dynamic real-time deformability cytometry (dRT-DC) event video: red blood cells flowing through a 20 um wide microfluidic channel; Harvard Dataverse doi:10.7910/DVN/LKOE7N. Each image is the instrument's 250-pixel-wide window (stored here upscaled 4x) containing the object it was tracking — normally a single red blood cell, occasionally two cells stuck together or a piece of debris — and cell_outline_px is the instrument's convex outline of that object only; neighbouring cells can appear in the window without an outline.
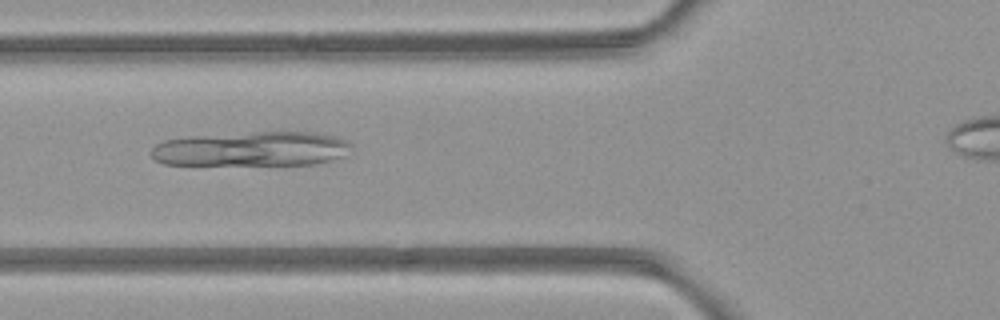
{"species": "common noctule bat (a hibernating species)", "species_latin": "Nyctalus noctula", "temperature_condition": "room temperature", "stored_images_in_passage": 4, "camera_frame_rate_fps": 3000, "um_per_image_px": 0.085, "animal": {"sex": "female", "body_mass_g": 21.9}, "frame": {"image": 1, "passage_image": 3, "time_ms": 3.333, "image_size_px": [1000, 320], "cell_outline_px": [[352, 148], [344, 156], [332, 160], [316, 164], [164, 164], [156, 160], [152, 156], [152, 148], [156, 144], [164, 140], [188, 136], [252, 132], [316, 132], [340, 136], [348, 140], [352, 144]], "centroid_in_image_um": [21.47, 12.64], "position_along_channel_um": 104.3, "area_um2": 40.58}}
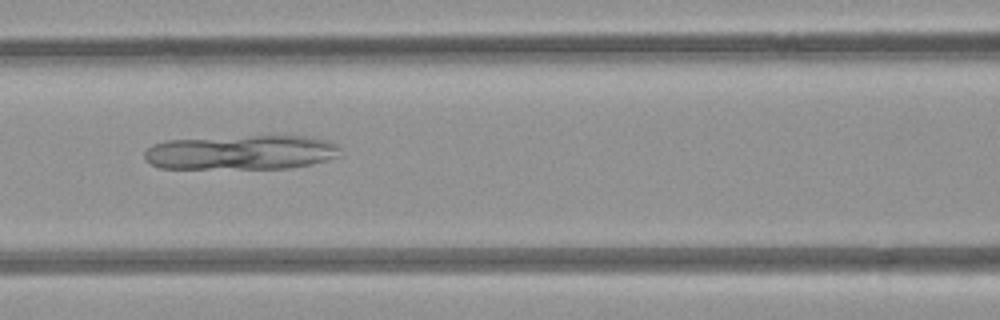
{"frame": {"image": 2, "passage_image": 4, "time_ms": 4.333, "image_size_px": [1000, 320], "cell_outline_px": [[340, 156], [312, 164], [288, 168], [160, 168], [152, 164], [144, 156], [144, 152], [152, 144], [168, 140], [252, 136], [312, 136], [328, 140], [336, 144], [340, 148]], "centroid_in_image_um": [20.56, 12.95], "position_along_channel_um": 146.0, "area_um2": 39.3}}